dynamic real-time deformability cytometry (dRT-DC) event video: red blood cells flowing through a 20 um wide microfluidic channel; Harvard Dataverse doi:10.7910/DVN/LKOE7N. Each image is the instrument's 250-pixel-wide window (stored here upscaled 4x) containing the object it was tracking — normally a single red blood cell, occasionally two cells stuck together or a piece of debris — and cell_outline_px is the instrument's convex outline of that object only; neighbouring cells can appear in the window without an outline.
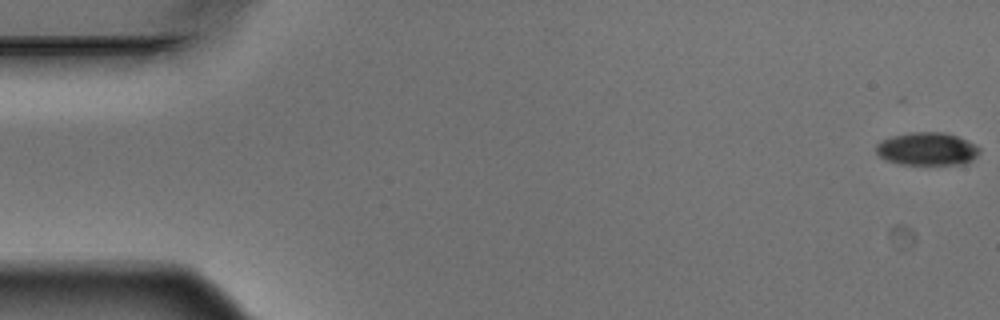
{"species": "Egyptian fruit bat (a non-hibernating species)", "species_latin": "Rousettus aegyptiacus", "temperature_condition": "warm", "stored_images_in_passage": 4, "camera_frame_rate_fps": 3000, "um_per_image_px": 0.085, "animal": {"sex": "male"}, "frame": {"image": 1, "passage_image": 1, "time_ms": 0.0, "image_size_px": [1000, 320], "cell_outline_px": [[980, 152], [968, 164], [900, 164], [884, 160], [876, 152], [876, 144], [880, 140], [892, 136], [908, 132], [944, 132], [956, 136], [976, 144], [980, 148]], "centroid_in_image_um": [78.8, 12.66], "position_along_channel_um": 6.2, "area_um2": 20.06}}